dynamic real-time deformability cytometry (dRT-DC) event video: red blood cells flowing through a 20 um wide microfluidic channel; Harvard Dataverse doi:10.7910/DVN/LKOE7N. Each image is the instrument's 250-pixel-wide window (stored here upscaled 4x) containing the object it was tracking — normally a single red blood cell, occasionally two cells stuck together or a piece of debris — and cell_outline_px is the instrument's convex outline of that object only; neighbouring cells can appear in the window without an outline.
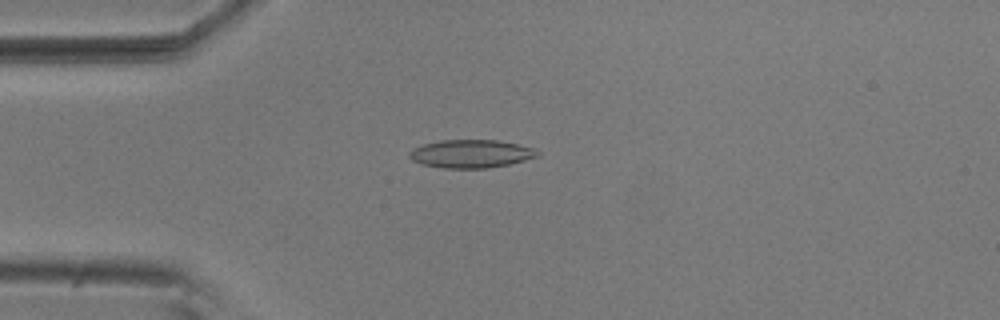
{"species": "common noctule bat (a hibernating species)", "species_latin": "Nyctalus noctula", "temperature_condition": "room temperature", "stored_images_in_passage": 6, "camera_frame_rate_fps": 3000, "um_per_image_px": 0.085, "animal": {"sex": "male", "body_mass_g": 20.5, "forearm_length_mm": 52.5}, "frame": {"image": 1, "passage_image": 4, "time_ms": 1.0, "image_size_px": [1000, 320], "cell_outline_px": [[540, 156], [508, 164], [488, 168], [444, 168], [420, 164], [412, 160], [408, 156], [408, 152], [412, 148], [424, 144], [440, 140], [496, 140], [536, 148], [540, 152]], "centroid_in_image_um": [40.02, 13.07], "position_along_channel_um": 45.0, "area_um2": 21.1}}
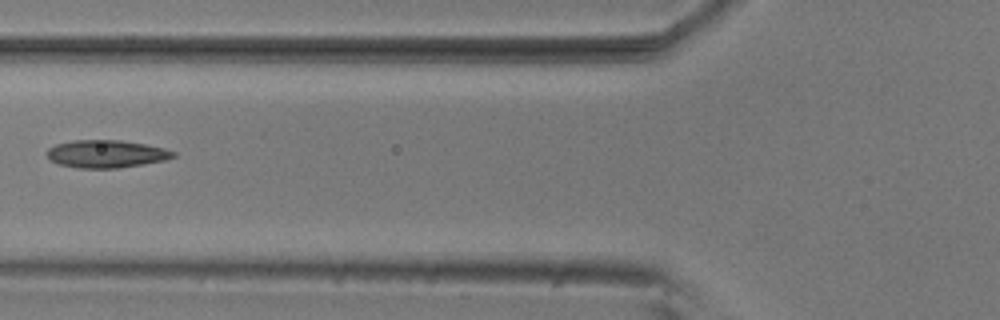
{"frame": {"image": 2, "passage_image": 6, "time_ms": 1.667, "image_size_px": [1000, 320], "cell_outline_px": [[176, 156], [164, 160], [144, 164], [116, 168], [76, 168], [60, 164], [52, 160], [48, 156], [48, 148], [56, 144], [72, 140], [120, 140], [144, 144], [164, 148], [176, 152]], "centroid_in_image_um": [9.05, 13.08], "position_along_channel_um": 116.8, "area_um2": 20.23}}